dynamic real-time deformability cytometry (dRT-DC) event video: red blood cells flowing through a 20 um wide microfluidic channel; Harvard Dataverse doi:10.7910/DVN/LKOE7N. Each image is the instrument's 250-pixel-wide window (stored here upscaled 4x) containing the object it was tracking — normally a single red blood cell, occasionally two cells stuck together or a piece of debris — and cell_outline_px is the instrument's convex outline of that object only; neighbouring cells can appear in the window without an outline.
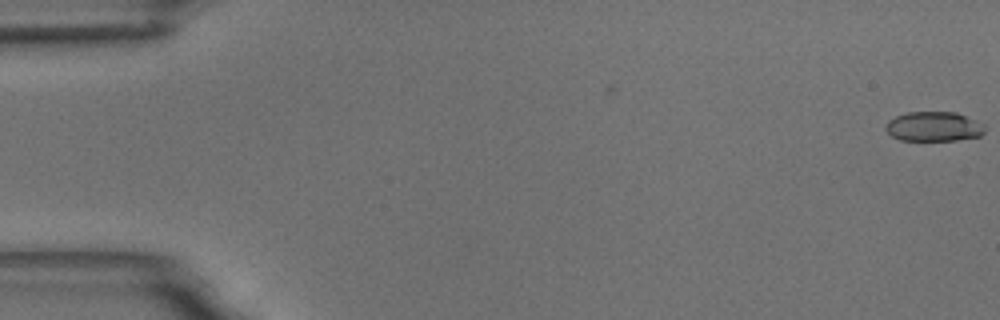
{"species": "common noctule bat (a hibernating species)", "species_latin": "Nyctalus noctula", "temperature_condition": "room temperature", "stored_images_in_passage": 2, "camera_frame_rate_fps": 3000, "um_per_image_px": 0.085, "animal": {"sex": "male", "body_mass_g": 18.8}, "frame": {"image": 1, "passage_image": 2, "time_ms": 1.0, "image_size_px": [1000, 320], "cell_outline_px": [[984, 132], [980, 136], [956, 140], [900, 140], [892, 136], [884, 128], [888, 120], [896, 116], [908, 112], [956, 112], [984, 124]], "centroid_in_image_um": [79.35, 10.75], "position_along_channel_um": 5.6, "area_um2": 17.05}}